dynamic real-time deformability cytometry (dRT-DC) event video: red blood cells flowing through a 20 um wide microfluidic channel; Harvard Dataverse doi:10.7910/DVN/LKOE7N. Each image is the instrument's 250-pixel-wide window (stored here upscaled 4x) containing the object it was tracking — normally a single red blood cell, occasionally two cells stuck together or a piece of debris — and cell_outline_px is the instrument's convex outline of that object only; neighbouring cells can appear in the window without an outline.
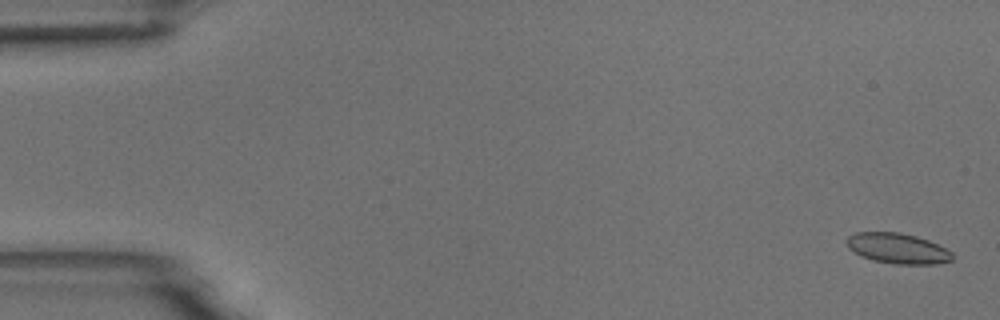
{"species": "common noctule bat (a hibernating species)", "species_latin": "Nyctalus noctula", "temperature_condition": "room temperature", "stored_images_in_passage": 55, "camera_frame_rate_fps": 3000, "um_per_image_px": 0.085, "animal": {"sex": "male", "body_mass_g": 18.8}, "frame": {"image": 1, "passage_image": 2, "time_ms": 0.333, "image_size_px": [1000, 320], "cell_outline_px": [[952, 260], [936, 264], [892, 264], [872, 260], [860, 256], [848, 248], [844, 240], [848, 236], [856, 232], [900, 232], [916, 236], [928, 240], [952, 252]], "centroid_in_image_um": [76.24, 21.11], "position_along_channel_um": 8.8, "area_um2": 18.84}}
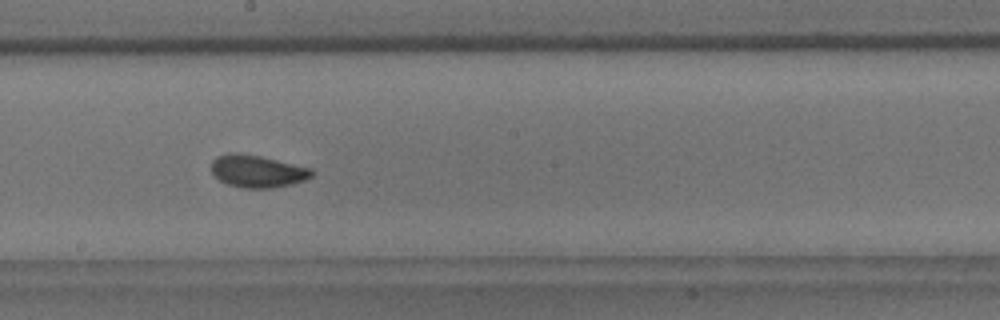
{"frame": {"image": 2, "passage_image": 31, "time_ms": 10.0, "image_size_px": [1000, 320], "cell_outline_px": [[316, 172], [312, 176], [304, 180], [292, 184], [272, 188], [244, 188], [228, 184], [220, 180], [212, 172], [212, 160], [216, 156], [228, 152], [236, 152], [260, 156], [312, 168]], "centroid_in_image_um": [21.89, 14.54], "position_along_channel_um": 226.3, "area_um2": 19.02}}
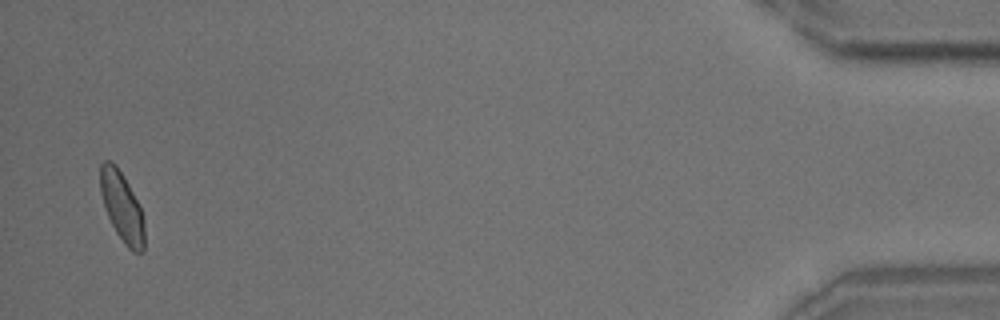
{"frame": {"image": 3, "passage_image": 54, "time_ms": 17.667, "image_size_px": [1000, 320], "cell_outline_px": [[144, 252], [132, 252], [124, 244], [116, 232], [104, 208], [100, 192], [100, 164], [104, 160], [112, 160], [116, 164], [128, 184], [140, 208], [144, 220]], "centroid_in_image_um": [10.35, 17.58], "position_along_channel_um": 424.9, "area_um2": 17.92}, "authors_computed_cell_mechanics": {"area_um2": 18.496, "velocity_mm_per_s": 3.7046, "shape_relaxation_time_tau1_ms": 3.9415, "shape_relaxation_time_tau2_ms": 0.9298, "deformation_change_tau1": 0.0901, "deformation_change_tau2": 0.0446}}